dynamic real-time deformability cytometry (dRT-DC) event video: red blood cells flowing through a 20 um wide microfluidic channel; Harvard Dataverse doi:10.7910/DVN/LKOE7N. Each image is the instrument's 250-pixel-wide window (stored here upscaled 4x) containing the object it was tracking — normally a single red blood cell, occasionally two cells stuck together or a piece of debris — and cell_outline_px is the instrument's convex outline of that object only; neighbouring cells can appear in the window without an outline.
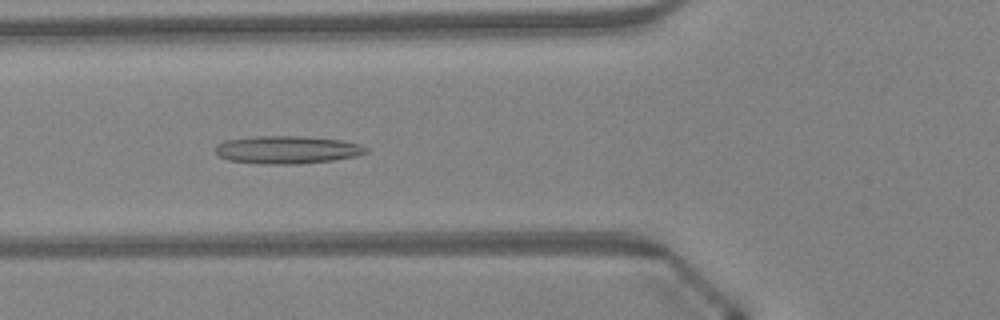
{"species": "Egyptian fruit bat (a non-hibernating species)", "species_latin": "Rousettus aegyptiacus", "temperature_condition": "warm", "stored_images_in_passage": 46, "camera_frame_rate_fps": 3000, "um_per_image_px": 0.085, "animal": {"sex": "female"}, "frame": {"image": 1, "passage_image": 17, "time_ms": 5.333, "image_size_px": [1000, 320], "cell_outline_px": [[368, 152], [356, 156], [332, 160], [300, 164], [268, 164], [228, 160], [216, 156], [216, 144], [224, 140], [256, 136], [300, 136], [340, 140], [360, 144], [368, 148]], "centroid_in_image_um": [24.38, 12.73], "position_along_channel_um": 101.4, "area_um2": 24.45}}
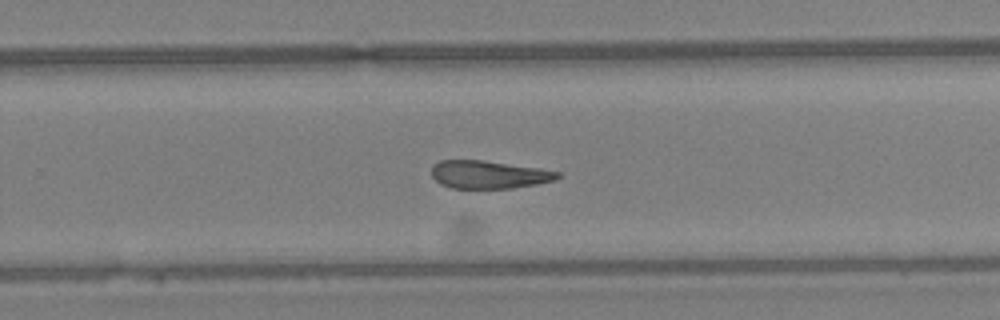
{"frame": {"image": 2, "passage_image": 30, "time_ms": 9.667, "image_size_px": [1000, 320], "cell_outline_px": [[560, 176], [556, 180], [536, 184], [512, 188], [452, 188], [440, 184], [432, 176], [432, 164], [440, 160], [480, 160], [536, 168], [560, 172]], "centroid_in_image_um": [41.51, 14.84], "position_along_channel_um": 288.3, "area_um2": 20.29}}
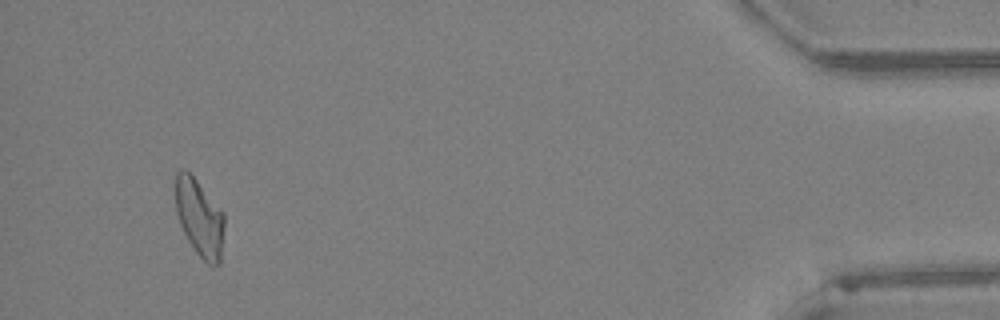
{"frame": {"image": 3, "passage_image": 44, "time_ms": 14.333, "image_size_px": [1000, 320], "cell_outline_px": [[224, 224], [220, 264], [208, 264], [196, 252], [188, 240], [180, 224], [176, 212], [176, 172], [184, 168], [196, 180], [224, 212]], "centroid_in_image_um": [16.96, 18.51], "position_along_channel_um": 418.2, "area_um2": 21.68}, "authors_computed_cell_mechanics": {"area_um2": 22.3397, "velocity_mm_per_s": 4.3351, "shape_relaxation_time_tau1_ms": null, "shape_relaxation_time_tau2_ms": 8.9248, "deformation_change_tau1": null, "deformation_change_tau2": 0.2484}}